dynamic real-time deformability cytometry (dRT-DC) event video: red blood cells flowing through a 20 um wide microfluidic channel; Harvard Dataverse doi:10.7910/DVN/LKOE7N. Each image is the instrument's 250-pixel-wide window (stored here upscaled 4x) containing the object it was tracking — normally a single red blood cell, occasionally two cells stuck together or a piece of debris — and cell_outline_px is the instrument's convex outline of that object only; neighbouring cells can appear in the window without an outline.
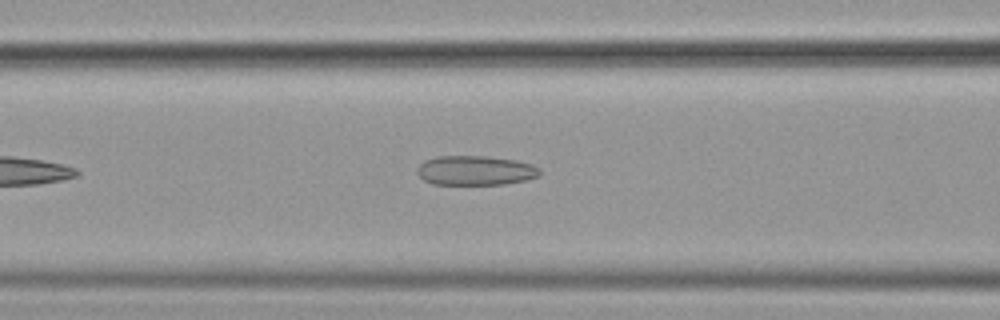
{"species": "common noctule bat (a hibernating species)", "species_latin": "Nyctalus noctula", "temperature_condition": "cold", "stored_images_in_passage": 36, "camera_frame_rate_fps": 3000, "um_per_image_px": 0.085, "animal": {"sex": "female", "body_mass_g": 19.9}, "frame": {"image": 1, "passage_image": 11, "time_ms": 3.333, "image_size_px": [1000, 320], "cell_outline_px": [[540, 176], [524, 180], [504, 184], [432, 184], [424, 180], [416, 172], [416, 168], [424, 160], [436, 156], [484, 156], [516, 160], [532, 164], [540, 168]], "centroid_in_image_um": [40.39, 14.48], "position_along_channel_um": 126.2, "area_um2": 21.15}}
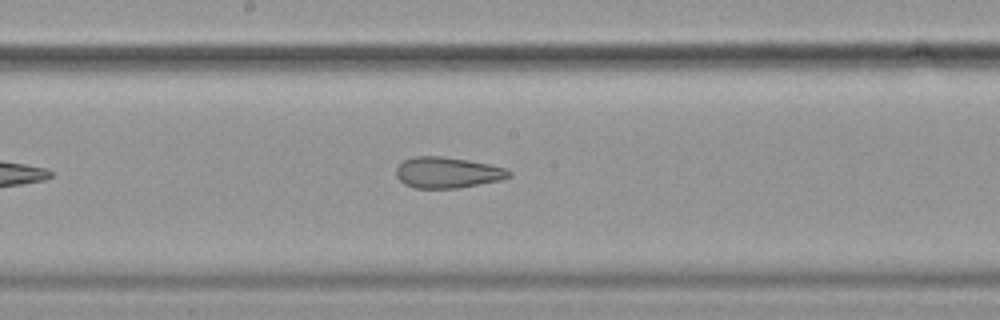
{"frame": {"image": 2, "passage_image": 18, "time_ms": 5.667, "image_size_px": [1000, 320], "cell_outline_px": [[512, 176], [500, 180], [456, 188], [412, 188], [404, 184], [396, 176], [396, 168], [404, 160], [412, 156], [440, 156], [468, 160], [488, 164], [504, 168], [512, 172]], "centroid_in_image_um": [38.0, 14.66], "position_along_channel_um": 210.2, "area_um2": 20.29}}
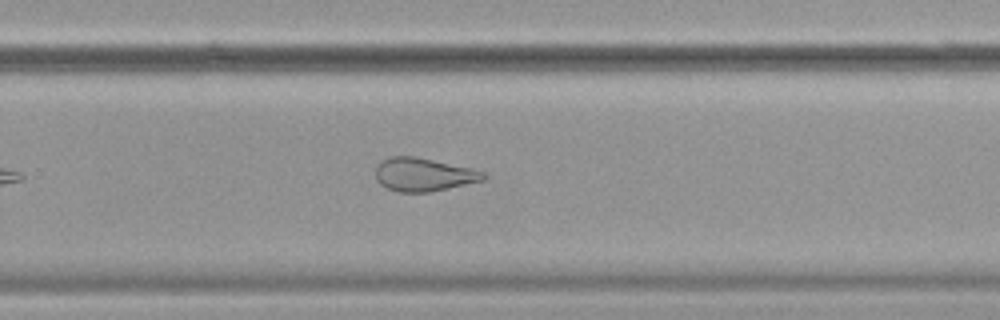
{"frame": {"image": 3, "passage_image": 25, "time_ms": 8.0, "image_size_px": [1000, 320], "cell_outline_px": [[484, 180], [448, 188], [428, 192], [396, 192], [380, 184], [376, 180], [376, 168], [380, 160], [392, 156], [416, 156], [468, 168], [484, 172]], "centroid_in_image_um": [35.93, 14.84], "position_along_channel_um": 293.9, "area_um2": 20.69}, "authors_computed_cell_mechanics": {"area_um2": 21.2704, "velocity_mm_per_s": 3.6044, "shape_relaxation_time_tau1_ms": null, "shape_relaxation_time_tau2_ms": 2.447, "deformation_change_tau1": null, "deformation_change_tau2": 0.1157}}